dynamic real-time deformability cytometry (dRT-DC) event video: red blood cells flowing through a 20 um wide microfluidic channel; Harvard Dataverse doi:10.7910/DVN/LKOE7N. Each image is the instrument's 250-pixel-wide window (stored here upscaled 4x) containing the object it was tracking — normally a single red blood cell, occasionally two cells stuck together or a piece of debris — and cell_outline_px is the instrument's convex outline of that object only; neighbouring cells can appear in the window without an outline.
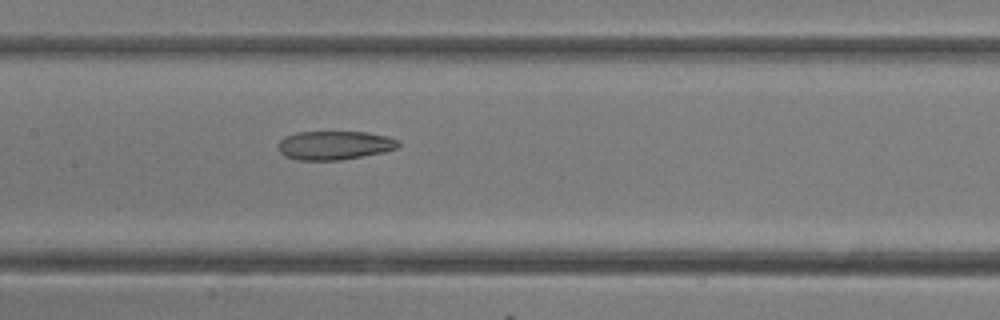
{"species": "common noctule bat (a hibernating species)", "species_latin": "Nyctalus noctula", "temperature_condition": "room temperature", "stored_images_in_passage": 14, "camera_frame_rate_fps": 3000, "um_per_image_px": 0.085, "animal": {"sex": "female"}, "frame": {"image": 1, "passage_image": 14, "time_ms": 4.333, "image_size_px": [1000, 320], "cell_outline_px": [[400, 144], [396, 148], [384, 152], [340, 160], [296, 160], [284, 156], [280, 152], [276, 144], [284, 136], [296, 132], [368, 132], [388, 136], [400, 140]], "centroid_in_image_um": [28.41, 12.34], "position_along_channel_um": 179.0, "area_um2": 20.4}}